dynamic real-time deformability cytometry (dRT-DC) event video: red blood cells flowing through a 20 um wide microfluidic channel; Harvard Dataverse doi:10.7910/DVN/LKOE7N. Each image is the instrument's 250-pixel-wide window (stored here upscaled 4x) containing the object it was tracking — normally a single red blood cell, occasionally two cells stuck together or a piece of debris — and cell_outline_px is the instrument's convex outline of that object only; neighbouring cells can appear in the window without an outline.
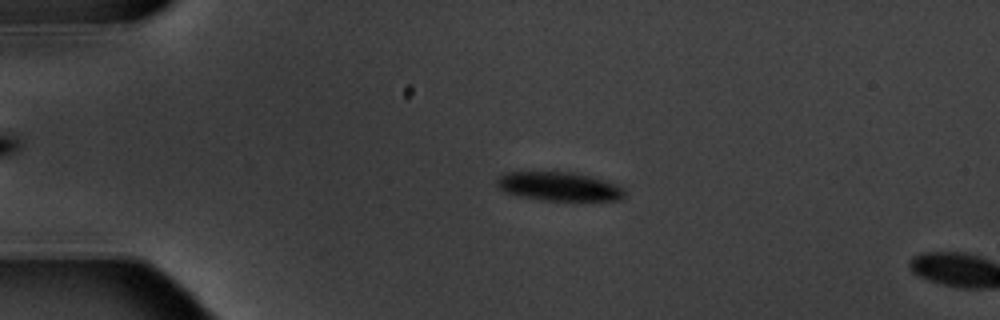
{"species": "common noctule bat (a hibernating species)", "species_latin": "Nyctalus noctula", "temperature_condition": "warm", "stored_images_in_passage": 5, "camera_frame_rate_fps": 3000, "um_per_image_px": 0.085, "animal": {"sex": "male", "body_mass_g": 20.1, "forearm_length_mm": 53.5}, "frame": {"image": 1, "passage_image": 4, "time_ms": 3.667, "image_size_px": [1000, 320], "cell_outline_px": [[624, 196], [620, 200], [572, 204], [540, 200], [520, 196], [504, 192], [496, 184], [496, 180], [504, 172], [552, 168], [576, 172], [592, 176], [616, 184], [624, 188]], "centroid_in_image_um": [47.53, 15.84], "position_along_channel_um": 37.5, "area_um2": 23.7}}